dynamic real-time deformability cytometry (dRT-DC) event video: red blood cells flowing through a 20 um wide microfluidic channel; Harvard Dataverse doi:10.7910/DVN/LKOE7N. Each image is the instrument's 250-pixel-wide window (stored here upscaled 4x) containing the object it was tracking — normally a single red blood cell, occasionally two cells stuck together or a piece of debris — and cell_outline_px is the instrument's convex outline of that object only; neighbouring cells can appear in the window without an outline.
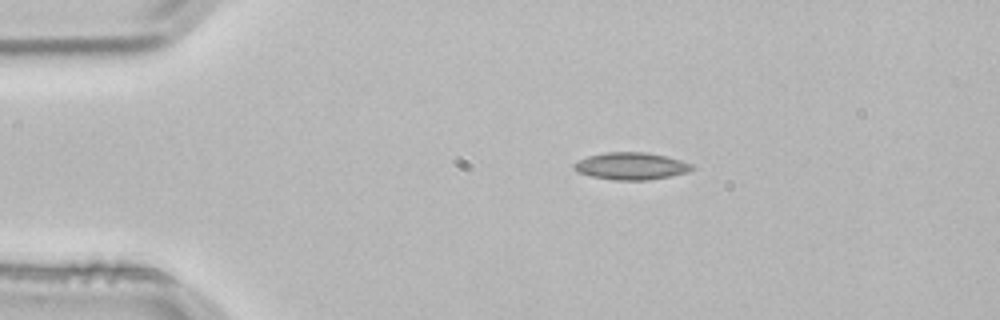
{"species": "common noctule bat (a hibernating species)", "species_latin": "Nyctalus noctula", "temperature_condition": "room temperature", "stored_images_in_passage": 2, "camera_frame_rate_fps": 3000, "um_per_image_px": 0.085, "animal": {"sex": "male", "body_mass_g": 21.5, "forearm_length_mm": 52.0}, "frame": {"image": 1, "passage_image": 1, "time_ms": 0.0, "image_size_px": [1000, 320], "cell_outline_px": [[696, 168], [688, 172], [672, 176], [648, 180], [616, 180], [592, 176], [576, 172], [572, 168], [572, 164], [576, 160], [588, 156], [604, 152], [648, 152], [668, 156], [696, 164]], "centroid_in_image_um": [53.68, 14.1], "position_along_channel_um": 31.3, "area_um2": 19.19}}